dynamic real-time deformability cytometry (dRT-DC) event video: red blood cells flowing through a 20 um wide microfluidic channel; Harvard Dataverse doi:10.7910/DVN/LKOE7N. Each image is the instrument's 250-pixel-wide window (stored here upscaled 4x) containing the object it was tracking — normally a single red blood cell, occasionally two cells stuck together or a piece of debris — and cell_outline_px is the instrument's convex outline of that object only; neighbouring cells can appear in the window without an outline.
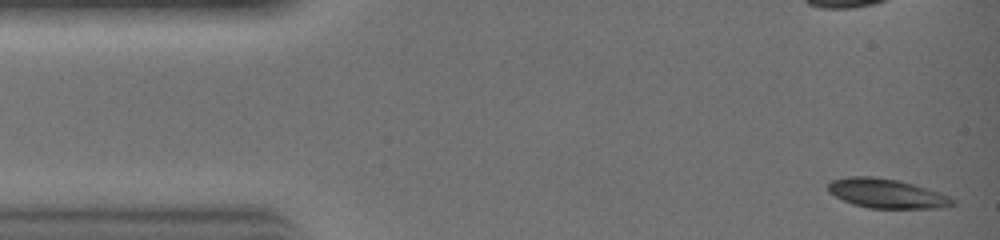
{"species": "common noctule bat (a hibernating species)", "species_latin": "Nyctalus noctula", "temperature_condition": "warm", "stored_images_in_passage": 28, "camera_frame_rate_fps": 3000, "um_per_image_px": 0.085, "animal": {"sex": "female", "body_mass_g": 19.0, "forearm_length_mm": 51.5}, "frame": {"image": 1, "passage_image": 1, "time_ms": 0.0, "image_size_px": [1000, 240], "cell_outline_px": [[956, 204], [940, 208], [868, 208], [852, 204], [828, 192], [828, 184], [832, 180], [848, 176], [872, 176], [896, 180], [928, 188], [948, 196], [956, 200]], "centroid_in_image_um": [75.37, 16.45], "position_along_channel_um": 9.6, "area_um2": 21.21}}